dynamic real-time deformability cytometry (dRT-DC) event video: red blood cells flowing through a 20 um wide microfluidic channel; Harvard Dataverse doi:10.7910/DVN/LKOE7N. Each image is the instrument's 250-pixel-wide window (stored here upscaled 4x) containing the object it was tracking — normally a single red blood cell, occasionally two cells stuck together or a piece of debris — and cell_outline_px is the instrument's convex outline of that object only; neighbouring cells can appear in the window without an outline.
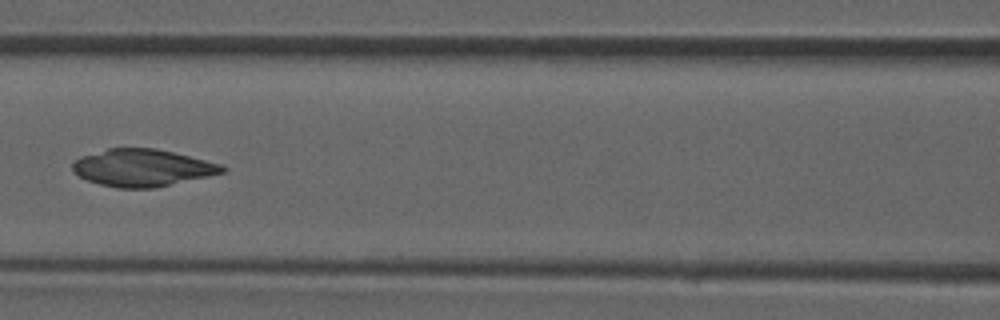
{"species": "common noctule bat (a hibernating species)", "species_latin": "Nyctalus noctula", "temperature_condition": "room temperature", "stored_images_in_passage": 5, "camera_frame_rate_fps": 3000, "um_per_image_px": 0.085, "animal": {"sex": "male", "forearm_length_mm": 52.5}, "frame": {"image": 1, "passage_image": 5, "time_ms": 4.333, "image_size_px": [1000, 320], "cell_outline_px": [[228, 168], [224, 172], [208, 176], [152, 188], [116, 188], [100, 184], [88, 180], [80, 176], [72, 168], [72, 164], [80, 156], [108, 148], [156, 148], [220, 164]], "centroid_in_image_um": [12.08, 14.26], "position_along_channel_um": 154.5, "area_um2": 32.02}}